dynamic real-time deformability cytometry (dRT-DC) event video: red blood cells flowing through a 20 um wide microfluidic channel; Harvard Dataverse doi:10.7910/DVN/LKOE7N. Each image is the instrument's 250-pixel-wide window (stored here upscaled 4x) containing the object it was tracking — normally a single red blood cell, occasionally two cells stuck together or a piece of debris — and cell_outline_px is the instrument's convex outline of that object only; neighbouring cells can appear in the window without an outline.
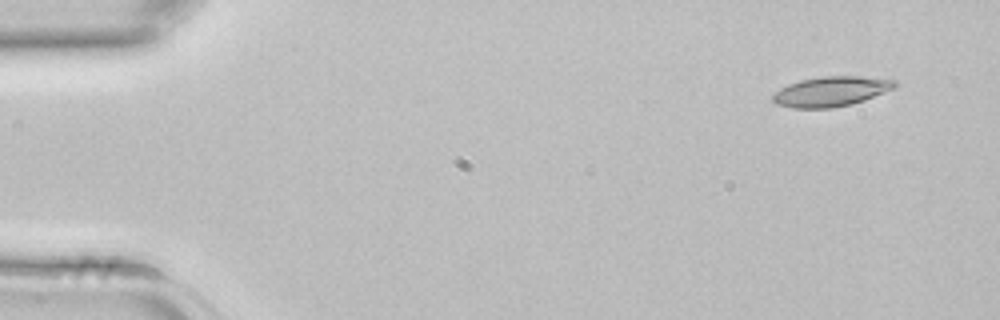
{"species": "common noctule bat (a hibernating species)", "species_latin": "Nyctalus noctula", "temperature_condition": "room temperature", "stored_images_in_passage": 3, "camera_frame_rate_fps": 3000, "um_per_image_px": 0.085, "animal": {"sex": "female", "body_mass_g": 22.7, "forearm_length_mm": 54.2}, "frame": {"image": 1, "passage_image": 1, "time_ms": 0.0, "image_size_px": [1000, 320], "cell_outline_px": [[900, 84], [896, 88], [864, 100], [852, 104], [832, 108], [792, 108], [776, 104], [772, 100], [772, 96], [780, 88], [788, 84], [800, 80], [824, 76], [860, 76], [896, 80]], "centroid_in_image_um": [70.67, 7.77], "position_along_channel_um": 14.3, "area_um2": 21.44}}
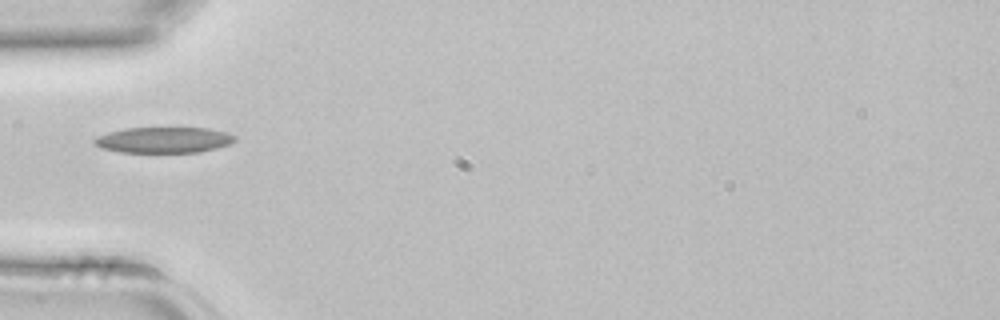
{"frame": {"image": 2, "passage_image": 3, "time_ms": 0.667, "image_size_px": [1000, 320], "cell_outline_px": [[236, 140], [232, 144], [200, 152], [120, 152], [100, 148], [92, 140], [96, 136], [108, 132], [124, 128], [208, 128], [228, 132], [236, 136]], "centroid_in_image_um": [13.94, 11.89], "position_along_channel_um": 71.1, "area_um2": 21.33}}